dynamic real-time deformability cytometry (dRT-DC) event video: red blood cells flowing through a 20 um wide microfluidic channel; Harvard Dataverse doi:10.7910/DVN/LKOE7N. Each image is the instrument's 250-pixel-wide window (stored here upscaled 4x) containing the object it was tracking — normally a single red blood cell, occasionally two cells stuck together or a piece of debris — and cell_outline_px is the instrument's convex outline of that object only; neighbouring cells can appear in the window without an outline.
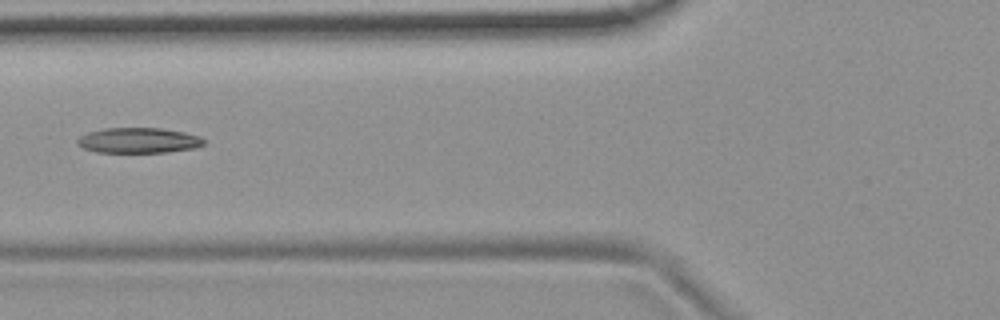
{"species": "common noctule bat (a hibernating species)", "species_latin": "Nyctalus noctula", "temperature_condition": "room temperature", "stored_images_in_passage": 7, "camera_frame_rate_fps": 3000, "um_per_image_px": 0.085, "animal": {"sex": "female", "body_mass_g": 19.9}, "frame": {"image": 1, "passage_image": 5, "time_ms": 4.667, "image_size_px": [1000, 320], "cell_outline_px": [[204, 144], [196, 148], [168, 152], [96, 152], [80, 148], [76, 144], [76, 140], [80, 136], [88, 132], [104, 128], [160, 128], [184, 132], [200, 136], [204, 140]], "centroid_in_image_um": [11.74, 11.94], "position_along_channel_um": 114.1, "area_um2": 18.84}}
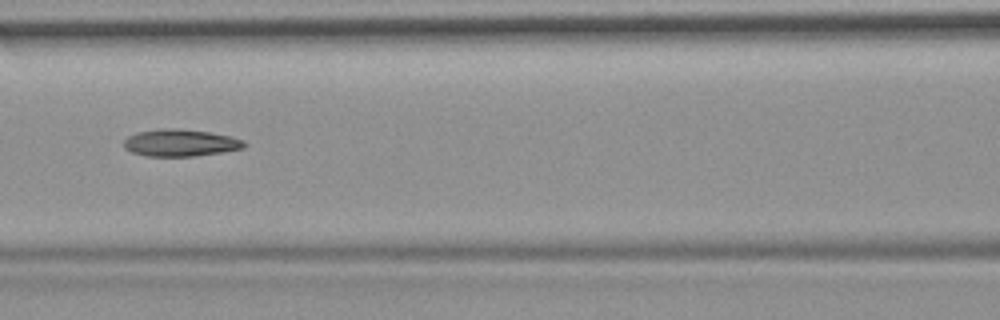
{"frame": {"image": 2, "passage_image": 6, "time_ms": 5.667, "image_size_px": [1000, 320], "cell_outline_px": [[244, 148], [196, 156], [144, 156], [132, 152], [124, 148], [124, 140], [128, 136], [136, 132], [160, 128], [176, 128], [208, 132], [228, 136], [244, 140]], "centroid_in_image_um": [15.27, 12.14], "position_along_channel_um": 151.3, "area_um2": 18.9}}